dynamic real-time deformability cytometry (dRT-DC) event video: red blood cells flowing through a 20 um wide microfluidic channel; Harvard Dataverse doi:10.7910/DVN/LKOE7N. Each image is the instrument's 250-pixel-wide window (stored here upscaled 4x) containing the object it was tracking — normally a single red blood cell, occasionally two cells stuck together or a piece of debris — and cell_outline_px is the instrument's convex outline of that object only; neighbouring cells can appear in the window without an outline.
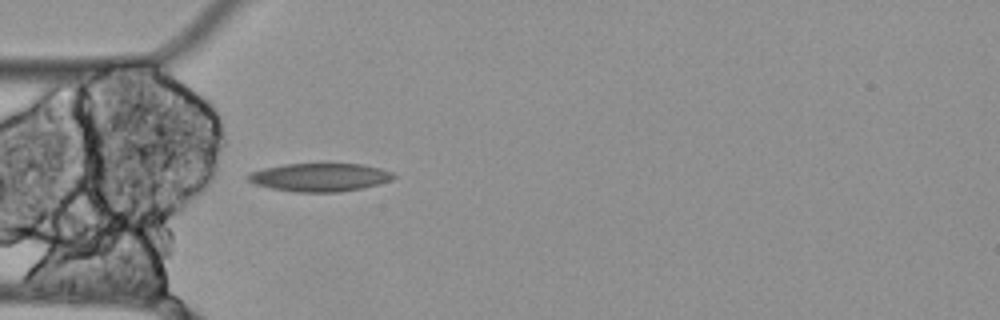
{"species": "Egyptian fruit bat (a non-hibernating species)", "species_latin": "Rousettus aegyptiacus", "temperature_condition": "cold", "stored_images_in_passage": 41, "camera_frame_rate_fps": 3000, "um_per_image_px": 0.085, "animal": {"sex": "female"}, "frame": {"image": 1, "passage_image": 1, "time_ms": 0.0, "image_size_px": [1000, 320], "cell_outline_px": [[396, 176], [392, 180], [360, 188], [340, 192], [296, 192], [272, 188], [256, 184], [248, 180], [244, 176], [248, 172], [264, 168], [284, 164], [360, 164], [380, 168], [392, 172]], "centroid_in_image_um": [27.14, 15.06], "position_along_channel_um": 57.9, "area_um2": 23.81}}
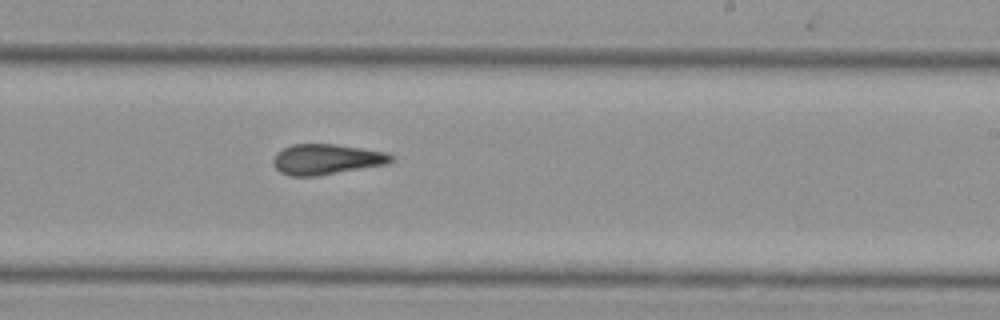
{"frame": {"image": 2, "passage_image": 18, "time_ms": 5.667, "image_size_px": [1000, 320], "cell_outline_px": [[396, 160], [388, 164], [316, 176], [288, 176], [280, 172], [272, 164], [272, 160], [276, 152], [292, 144], [336, 144], [388, 152], [396, 156]], "centroid_in_image_um": [27.79, 13.54], "position_along_channel_um": 261.2, "area_um2": 21.27}}
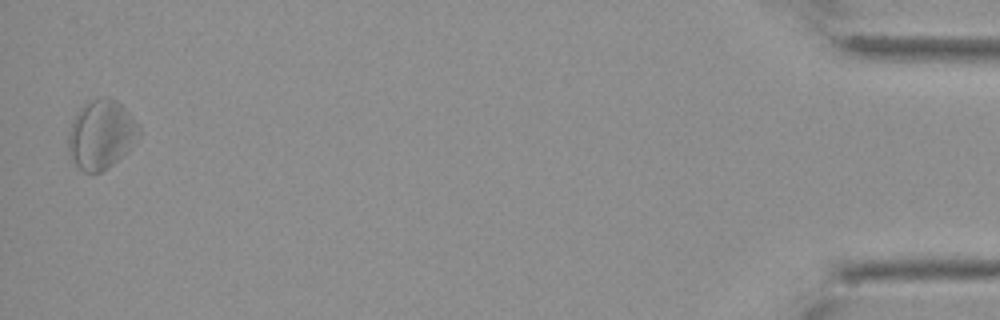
{"frame": {"image": 3, "passage_image": 40, "time_ms": 13.0, "image_size_px": [1000, 320], "cell_outline_px": [[140, 132], [136, 140], [128, 152], [108, 168], [92, 176], [84, 172], [72, 160], [68, 148], [68, 136], [72, 120], [76, 112], [84, 104], [100, 96], [108, 96], [116, 100], [128, 112], [140, 128]], "centroid_in_image_um": [8.59, 11.45], "position_along_channel_um": 426.6, "area_um2": 28.61}}